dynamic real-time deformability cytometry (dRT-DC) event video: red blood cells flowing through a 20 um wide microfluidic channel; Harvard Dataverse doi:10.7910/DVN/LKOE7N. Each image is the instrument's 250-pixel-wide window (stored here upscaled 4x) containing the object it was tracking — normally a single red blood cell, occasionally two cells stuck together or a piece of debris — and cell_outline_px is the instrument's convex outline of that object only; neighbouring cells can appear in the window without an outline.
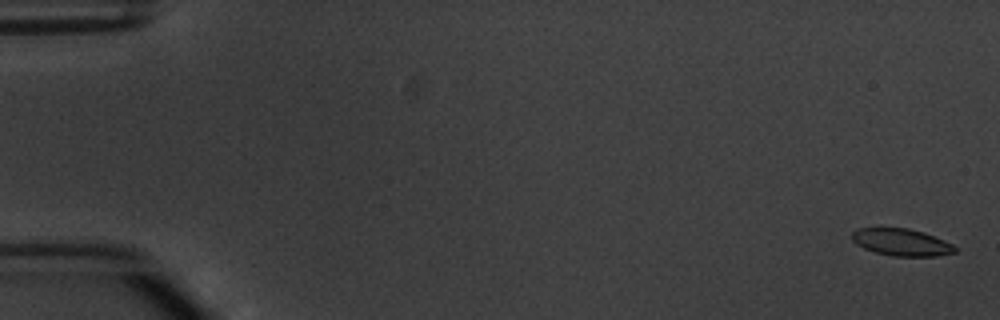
{"species": "common noctule bat (a hibernating species)", "species_latin": "Nyctalus noctula", "temperature_condition": "warm", "stored_images_in_passage": 5, "camera_frame_rate_fps": 3000, "um_per_image_px": 0.085, "animal": {"sex": "male", "body_mass_g": 20.1, "forearm_length_mm": 53.5}, "frame": {"image": 1, "passage_image": 1, "time_ms": 0.0, "image_size_px": [1000, 320], "cell_outline_px": [[956, 252], [936, 256], [892, 256], [876, 252], [864, 248], [856, 244], [852, 240], [852, 232], [856, 228], [880, 224], [908, 228], [924, 232], [944, 240], [952, 244], [956, 248]], "centroid_in_image_um": [76.54, 20.53], "position_along_channel_um": 8.5, "area_um2": 16.99}}
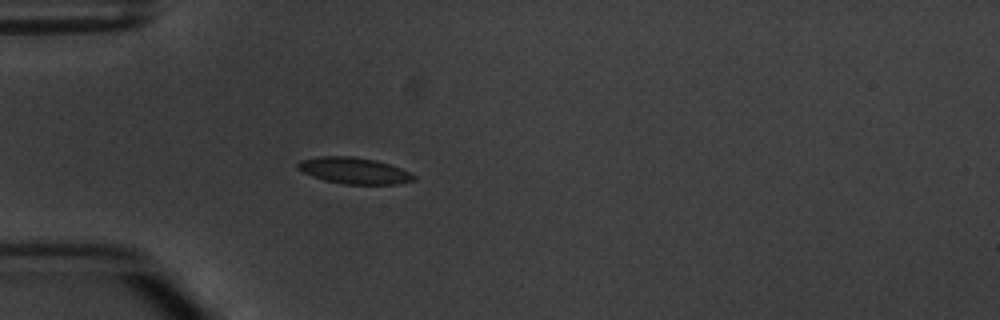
{"frame": {"image": 2, "passage_image": 5, "time_ms": 5.0, "image_size_px": [1000, 320], "cell_outline_px": [[416, 180], [400, 184], [344, 184], [324, 180], [312, 176], [296, 168], [296, 164], [300, 160], [316, 156], [352, 156], [376, 160], [412, 172], [416, 176]], "centroid_in_image_um": [30.11, 14.5], "position_along_channel_um": 54.9, "area_um2": 17.98}}